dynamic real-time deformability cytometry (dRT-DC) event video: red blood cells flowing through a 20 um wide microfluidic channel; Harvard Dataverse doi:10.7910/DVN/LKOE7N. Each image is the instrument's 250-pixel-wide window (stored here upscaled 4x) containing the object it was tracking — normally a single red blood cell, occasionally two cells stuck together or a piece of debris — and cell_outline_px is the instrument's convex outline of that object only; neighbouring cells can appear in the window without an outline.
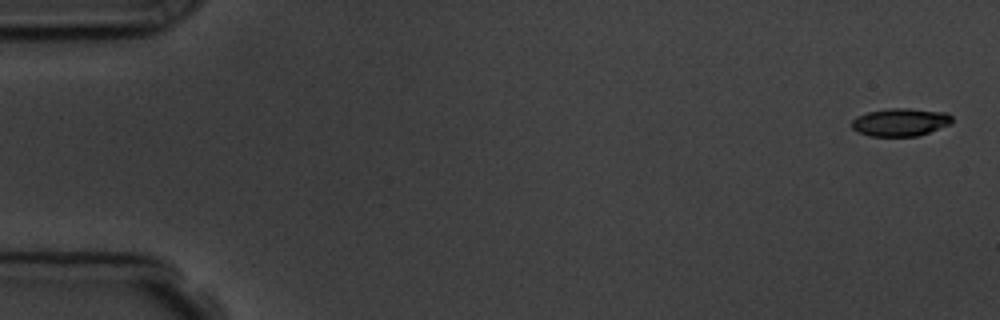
{"species": "common noctule bat (a hibernating species)", "species_latin": "Nyctalus noctula", "temperature_condition": "room temperature", "stored_images_in_passage": 15, "camera_frame_rate_fps": 3000, "um_per_image_px": 0.085, "animal": {"sex": "male", "body_mass_g": 19.5, "forearm_length_mm": 54.6}, "frame": {"image": 1, "passage_image": 1, "time_ms": 0.0, "image_size_px": [1000, 320], "cell_outline_px": [[952, 124], [916, 136], [872, 136], [856, 132], [852, 128], [852, 120], [856, 116], [868, 112], [892, 108], [908, 108], [948, 112], [952, 116]], "centroid_in_image_um": [76.54, 10.38], "position_along_channel_um": 8.5, "area_um2": 16.36}}
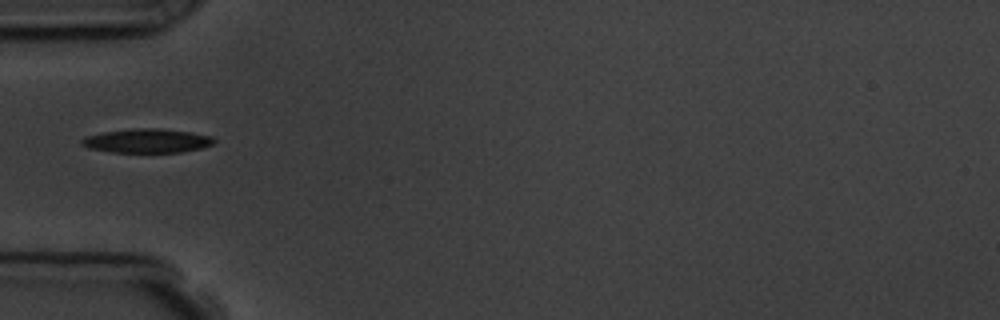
{"frame": {"image": 2, "passage_image": 5, "time_ms": 5.667, "image_size_px": [1000, 320], "cell_outline_px": [[216, 140], [212, 144], [200, 148], [180, 152], [112, 152], [88, 148], [80, 144], [80, 140], [84, 136], [104, 132], [132, 128], [156, 128], [188, 132], [212, 136]], "centroid_in_image_um": [12.44, 11.96], "position_along_channel_um": 72.6, "area_um2": 18.44}, "authors_computed_cell_mechanics": {"area_um2": 17.629, "velocity_mm_per_s": 3.6562, "shape_relaxation_time_tau1_ms": 9.1819, "shape_relaxation_time_tau2_ms": null, "deformation_change_tau1": 0.2004, "deformation_change_tau2": null}}